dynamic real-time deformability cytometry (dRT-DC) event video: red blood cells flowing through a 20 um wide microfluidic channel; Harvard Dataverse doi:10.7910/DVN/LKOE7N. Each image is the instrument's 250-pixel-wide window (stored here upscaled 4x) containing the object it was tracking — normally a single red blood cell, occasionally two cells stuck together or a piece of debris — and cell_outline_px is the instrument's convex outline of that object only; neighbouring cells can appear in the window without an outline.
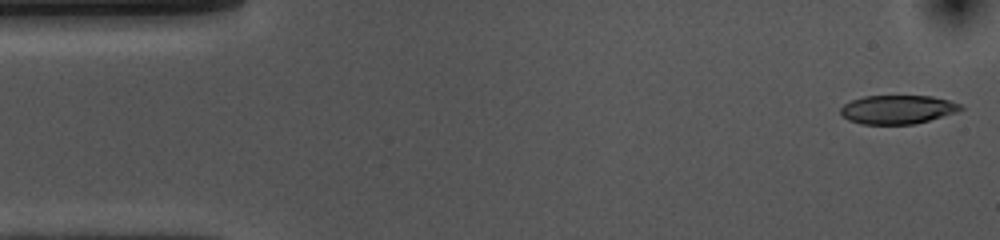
{"species": "common noctule bat (a hibernating species)", "species_latin": "Nyctalus noctula", "temperature_condition": "cold", "stored_images_in_passage": 54, "camera_frame_rate_fps": 3000, "um_per_image_px": 0.085, "animal": {"sex": "female", "body_mass_g": 10.0, "forearm_length_mm": 53.1}, "frame": {"image": 1, "passage_image": 1, "time_ms": 0.0, "image_size_px": [1000, 240], "cell_outline_px": [[964, 108], [956, 112], [916, 124], [860, 124], [848, 120], [840, 112], [840, 108], [844, 104], [852, 100], [864, 96], [932, 96], [948, 100], [960, 104]], "centroid_in_image_um": [76.28, 9.31], "position_along_channel_um": 8.7, "area_um2": 20.06}}
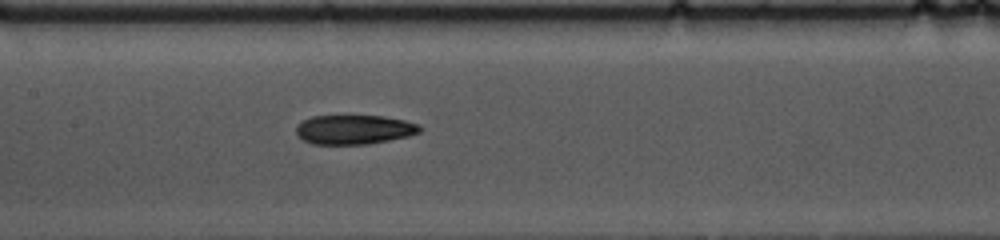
{"frame": {"image": 2, "passage_image": 24, "time_ms": 7.667, "image_size_px": [1000, 240], "cell_outline_px": [[424, 128], [420, 132], [408, 136], [368, 144], [312, 144], [304, 140], [296, 132], [296, 128], [304, 120], [312, 116], [384, 116], [404, 120], [420, 124]], "centroid_in_image_um": [30.16, 11.01], "position_along_channel_um": 177.2, "area_um2": 21.04}}
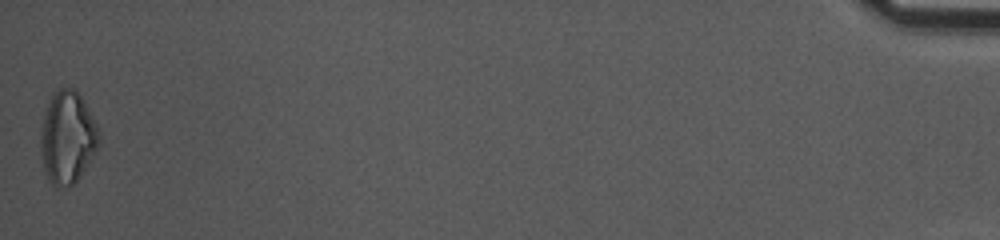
{"frame": {"image": 3, "passage_image": 54, "time_ms": 17.667, "image_size_px": [1000, 240], "cell_outline_px": [[100, 144], [76, 180], [68, 188], [56, 188], [48, 180], [44, 168], [40, 148], [40, 140], [44, 112], [52, 96], [60, 88], [76, 88], [92, 116], [100, 132]], "centroid_in_image_um": [5.73, 11.7], "position_along_channel_um": 429.5, "area_um2": 31.15}, "authors_computed_cell_mechanics": {"area_um2": 21.7906, "velocity_mm_per_s": 3.5518, "shape_relaxation_time_tau1_ms": 4.1718, "shape_relaxation_time_tau2_ms": 6.5421, "deformation_change_tau1": 0.1605, "deformation_change_tau2": 0.1603}}